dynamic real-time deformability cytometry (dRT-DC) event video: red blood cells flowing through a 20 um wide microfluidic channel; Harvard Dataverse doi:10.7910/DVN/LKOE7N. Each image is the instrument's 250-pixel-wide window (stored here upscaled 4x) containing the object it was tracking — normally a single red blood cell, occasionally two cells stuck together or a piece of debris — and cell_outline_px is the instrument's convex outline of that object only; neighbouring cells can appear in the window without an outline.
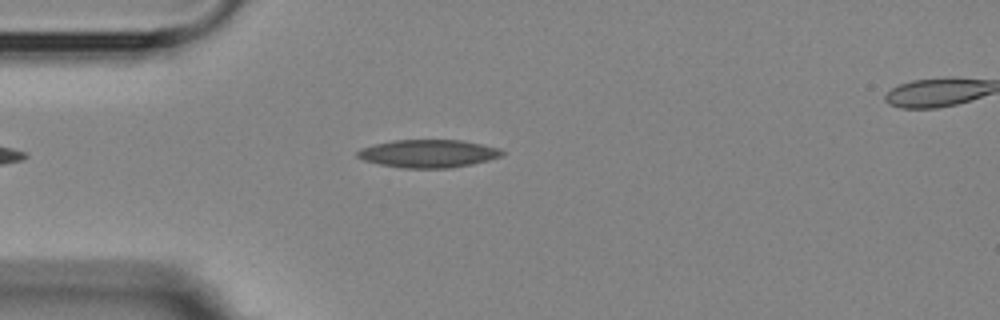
{"species": "Egyptian fruit bat (a non-hibernating species)", "species_latin": "Rousettus aegyptiacus", "temperature_condition": "room temperature", "stored_images_in_passage": 4, "camera_frame_rate_fps": 3000, "um_per_image_px": 0.085, "animal": {"sex": "female"}, "frame": {"image": 1, "passage_image": 4, "time_ms": 3.333, "image_size_px": [1000, 320], "cell_outline_px": [[504, 156], [472, 164], [452, 168], [400, 168], [380, 164], [364, 160], [356, 156], [356, 152], [360, 148], [392, 140], [464, 140], [500, 148], [504, 152]], "centroid_in_image_um": [36.43, 13.05], "position_along_channel_um": 48.6, "area_um2": 23.7}}